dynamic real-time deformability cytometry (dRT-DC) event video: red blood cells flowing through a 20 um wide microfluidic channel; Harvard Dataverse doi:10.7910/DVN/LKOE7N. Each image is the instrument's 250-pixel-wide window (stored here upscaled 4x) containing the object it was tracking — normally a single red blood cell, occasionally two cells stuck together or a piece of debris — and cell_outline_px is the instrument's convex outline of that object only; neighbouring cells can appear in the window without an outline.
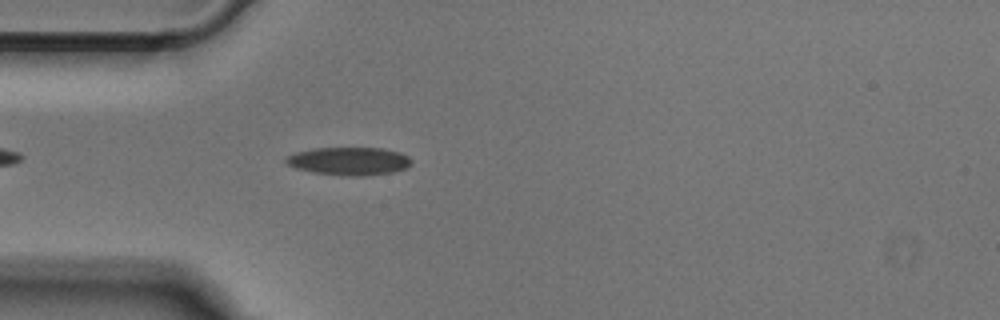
{"species": "Egyptian fruit bat (a non-hibernating species)", "species_latin": "Rousettus aegyptiacus", "temperature_condition": "cold", "stored_images_in_passage": 33, "camera_frame_rate_fps": 3000, "um_per_image_px": 0.085, "animal": {"sex": "male"}, "frame": {"image": 1, "passage_image": 2, "time_ms": 0.333, "image_size_px": [1000, 320], "cell_outline_px": [[412, 164], [404, 168], [392, 172], [316, 172], [296, 168], [284, 164], [284, 160], [288, 156], [296, 152], [312, 148], [384, 148], [400, 152], [408, 156], [412, 160]], "centroid_in_image_um": [29.64, 13.61], "position_along_channel_um": 55.4, "area_um2": 19.13}}
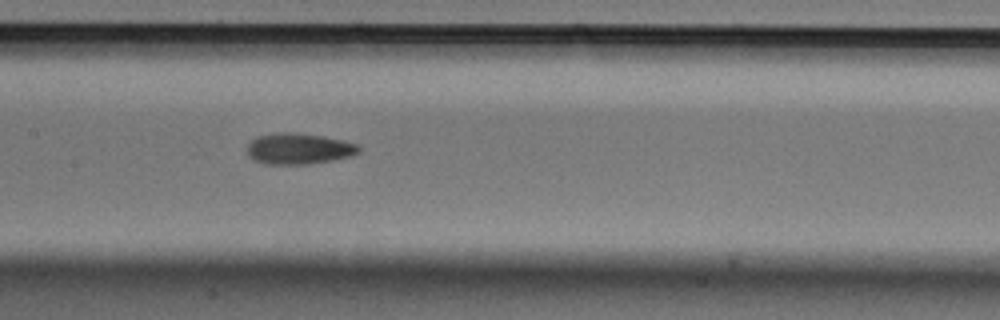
{"frame": {"image": 2, "passage_image": 12, "time_ms": 3.667, "image_size_px": [1000, 320], "cell_outline_px": [[360, 152], [352, 156], [332, 160], [308, 164], [264, 164], [248, 156], [248, 144], [256, 136], [276, 132], [296, 132], [324, 136], [356, 144], [360, 148]], "centroid_in_image_um": [25.38, 12.63], "position_along_channel_um": 182.0, "area_um2": 20.23}}
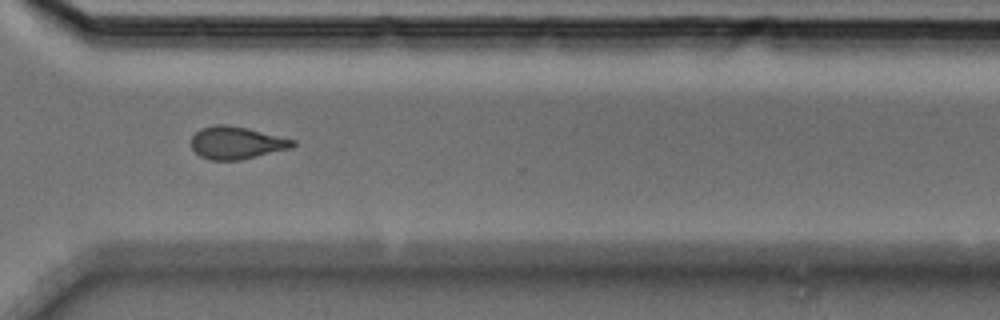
{"frame": {"image": 3, "passage_image": 25, "time_ms": 8.0, "image_size_px": [1000, 320], "cell_outline_px": [[296, 144], [292, 148], [240, 160], [208, 160], [200, 156], [192, 148], [192, 136], [200, 128], [216, 124], [224, 124], [248, 128], [296, 140]], "centroid_in_image_um": [20.11, 12.13], "position_along_channel_um": 350.5, "area_um2": 19.31}}